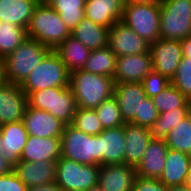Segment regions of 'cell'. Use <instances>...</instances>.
<instances>
[{
  "label": "cell",
  "mask_w": 191,
  "mask_h": 191,
  "mask_svg": "<svg viewBox=\"0 0 191 191\" xmlns=\"http://www.w3.org/2000/svg\"><path fill=\"white\" fill-rule=\"evenodd\" d=\"M2 81V60L0 59V82Z\"/></svg>",
  "instance_id": "50"
},
{
  "label": "cell",
  "mask_w": 191,
  "mask_h": 191,
  "mask_svg": "<svg viewBox=\"0 0 191 191\" xmlns=\"http://www.w3.org/2000/svg\"><path fill=\"white\" fill-rule=\"evenodd\" d=\"M71 125L91 136H96L104 130L96 111L93 109L77 107Z\"/></svg>",
  "instance_id": "34"
},
{
  "label": "cell",
  "mask_w": 191,
  "mask_h": 191,
  "mask_svg": "<svg viewBox=\"0 0 191 191\" xmlns=\"http://www.w3.org/2000/svg\"><path fill=\"white\" fill-rule=\"evenodd\" d=\"M158 115L159 113L152 98L146 97L144 103H142V108L140 109V117H134L130 123L149 128L158 118Z\"/></svg>",
  "instance_id": "38"
},
{
  "label": "cell",
  "mask_w": 191,
  "mask_h": 191,
  "mask_svg": "<svg viewBox=\"0 0 191 191\" xmlns=\"http://www.w3.org/2000/svg\"><path fill=\"white\" fill-rule=\"evenodd\" d=\"M124 135V163L136 167L141 162L143 153L152 140L149 128L125 123Z\"/></svg>",
  "instance_id": "22"
},
{
  "label": "cell",
  "mask_w": 191,
  "mask_h": 191,
  "mask_svg": "<svg viewBox=\"0 0 191 191\" xmlns=\"http://www.w3.org/2000/svg\"><path fill=\"white\" fill-rule=\"evenodd\" d=\"M132 191H167V187L159 179L136 177Z\"/></svg>",
  "instance_id": "40"
},
{
  "label": "cell",
  "mask_w": 191,
  "mask_h": 191,
  "mask_svg": "<svg viewBox=\"0 0 191 191\" xmlns=\"http://www.w3.org/2000/svg\"><path fill=\"white\" fill-rule=\"evenodd\" d=\"M191 35V0L160 2V39L182 40Z\"/></svg>",
  "instance_id": "7"
},
{
  "label": "cell",
  "mask_w": 191,
  "mask_h": 191,
  "mask_svg": "<svg viewBox=\"0 0 191 191\" xmlns=\"http://www.w3.org/2000/svg\"><path fill=\"white\" fill-rule=\"evenodd\" d=\"M152 101L160 114L183 107L188 99L174 85L170 84L160 94L154 96Z\"/></svg>",
  "instance_id": "33"
},
{
  "label": "cell",
  "mask_w": 191,
  "mask_h": 191,
  "mask_svg": "<svg viewBox=\"0 0 191 191\" xmlns=\"http://www.w3.org/2000/svg\"><path fill=\"white\" fill-rule=\"evenodd\" d=\"M183 57L191 59V35L180 40Z\"/></svg>",
  "instance_id": "42"
},
{
  "label": "cell",
  "mask_w": 191,
  "mask_h": 191,
  "mask_svg": "<svg viewBox=\"0 0 191 191\" xmlns=\"http://www.w3.org/2000/svg\"><path fill=\"white\" fill-rule=\"evenodd\" d=\"M28 107L46 111L65 125L71 124L77 104L70 87H53L27 95Z\"/></svg>",
  "instance_id": "5"
},
{
  "label": "cell",
  "mask_w": 191,
  "mask_h": 191,
  "mask_svg": "<svg viewBox=\"0 0 191 191\" xmlns=\"http://www.w3.org/2000/svg\"><path fill=\"white\" fill-rule=\"evenodd\" d=\"M190 164L191 155L169 148L159 180L166 187L185 185Z\"/></svg>",
  "instance_id": "24"
},
{
  "label": "cell",
  "mask_w": 191,
  "mask_h": 191,
  "mask_svg": "<svg viewBox=\"0 0 191 191\" xmlns=\"http://www.w3.org/2000/svg\"><path fill=\"white\" fill-rule=\"evenodd\" d=\"M85 1L86 0H52L49 5L60 14L62 21L72 32L85 18Z\"/></svg>",
  "instance_id": "30"
},
{
  "label": "cell",
  "mask_w": 191,
  "mask_h": 191,
  "mask_svg": "<svg viewBox=\"0 0 191 191\" xmlns=\"http://www.w3.org/2000/svg\"><path fill=\"white\" fill-rule=\"evenodd\" d=\"M51 49L27 38L2 60V81L21 85Z\"/></svg>",
  "instance_id": "2"
},
{
  "label": "cell",
  "mask_w": 191,
  "mask_h": 191,
  "mask_svg": "<svg viewBox=\"0 0 191 191\" xmlns=\"http://www.w3.org/2000/svg\"><path fill=\"white\" fill-rule=\"evenodd\" d=\"M23 123L30 136L61 137L65 124L52 114L26 107Z\"/></svg>",
  "instance_id": "17"
},
{
  "label": "cell",
  "mask_w": 191,
  "mask_h": 191,
  "mask_svg": "<svg viewBox=\"0 0 191 191\" xmlns=\"http://www.w3.org/2000/svg\"><path fill=\"white\" fill-rule=\"evenodd\" d=\"M121 22L152 44L160 39V3H124Z\"/></svg>",
  "instance_id": "8"
},
{
  "label": "cell",
  "mask_w": 191,
  "mask_h": 191,
  "mask_svg": "<svg viewBox=\"0 0 191 191\" xmlns=\"http://www.w3.org/2000/svg\"><path fill=\"white\" fill-rule=\"evenodd\" d=\"M69 74L59 55L50 50L20 86L26 95L47 88L68 87Z\"/></svg>",
  "instance_id": "6"
},
{
  "label": "cell",
  "mask_w": 191,
  "mask_h": 191,
  "mask_svg": "<svg viewBox=\"0 0 191 191\" xmlns=\"http://www.w3.org/2000/svg\"><path fill=\"white\" fill-rule=\"evenodd\" d=\"M165 142L170 149L191 155V120L186 116L180 121L169 131Z\"/></svg>",
  "instance_id": "32"
},
{
  "label": "cell",
  "mask_w": 191,
  "mask_h": 191,
  "mask_svg": "<svg viewBox=\"0 0 191 191\" xmlns=\"http://www.w3.org/2000/svg\"><path fill=\"white\" fill-rule=\"evenodd\" d=\"M61 157V137H37L28 135L20 161L58 160Z\"/></svg>",
  "instance_id": "21"
},
{
  "label": "cell",
  "mask_w": 191,
  "mask_h": 191,
  "mask_svg": "<svg viewBox=\"0 0 191 191\" xmlns=\"http://www.w3.org/2000/svg\"><path fill=\"white\" fill-rule=\"evenodd\" d=\"M83 70L113 78L116 72V55L108 45L97 50H91Z\"/></svg>",
  "instance_id": "28"
},
{
  "label": "cell",
  "mask_w": 191,
  "mask_h": 191,
  "mask_svg": "<svg viewBox=\"0 0 191 191\" xmlns=\"http://www.w3.org/2000/svg\"><path fill=\"white\" fill-rule=\"evenodd\" d=\"M27 189L13 170L0 176V191H27Z\"/></svg>",
  "instance_id": "39"
},
{
  "label": "cell",
  "mask_w": 191,
  "mask_h": 191,
  "mask_svg": "<svg viewBox=\"0 0 191 191\" xmlns=\"http://www.w3.org/2000/svg\"><path fill=\"white\" fill-rule=\"evenodd\" d=\"M146 97L141 82L115 84L114 98L118 103L124 123H130L134 117H140V109Z\"/></svg>",
  "instance_id": "14"
},
{
  "label": "cell",
  "mask_w": 191,
  "mask_h": 191,
  "mask_svg": "<svg viewBox=\"0 0 191 191\" xmlns=\"http://www.w3.org/2000/svg\"><path fill=\"white\" fill-rule=\"evenodd\" d=\"M37 5L35 0H0V21L14 23L27 30Z\"/></svg>",
  "instance_id": "25"
},
{
  "label": "cell",
  "mask_w": 191,
  "mask_h": 191,
  "mask_svg": "<svg viewBox=\"0 0 191 191\" xmlns=\"http://www.w3.org/2000/svg\"><path fill=\"white\" fill-rule=\"evenodd\" d=\"M187 108L188 102L183 107L160 113L149 127L151 138L165 140L169 131L187 116Z\"/></svg>",
  "instance_id": "29"
},
{
  "label": "cell",
  "mask_w": 191,
  "mask_h": 191,
  "mask_svg": "<svg viewBox=\"0 0 191 191\" xmlns=\"http://www.w3.org/2000/svg\"><path fill=\"white\" fill-rule=\"evenodd\" d=\"M27 95L18 84L0 82V126L23 120Z\"/></svg>",
  "instance_id": "12"
},
{
  "label": "cell",
  "mask_w": 191,
  "mask_h": 191,
  "mask_svg": "<svg viewBox=\"0 0 191 191\" xmlns=\"http://www.w3.org/2000/svg\"><path fill=\"white\" fill-rule=\"evenodd\" d=\"M174 85L187 99H191V59L182 58L176 74L171 79Z\"/></svg>",
  "instance_id": "36"
},
{
  "label": "cell",
  "mask_w": 191,
  "mask_h": 191,
  "mask_svg": "<svg viewBox=\"0 0 191 191\" xmlns=\"http://www.w3.org/2000/svg\"><path fill=\"white\" fill-rule=\"evenodd\" d=\"M27 191H64L55 181L37 187L28 188Z\"/></svg>",
  "instance_id": "41"
},
{
  "label": "cell",
  "mask_w": 191,
  "mask_h": 191,
  "mask_svg": "<svg viewBox=\"0 0 191 191\" xmlns=\"http://www.w3.org/2000/svg\"><path fill=\"white\" fill-rule=\"evenodd\" d=\"M54 51L59 55L69 73L84 68L91 50L70 35Z\"/></svg>",
  "instance_id": "26"
},
{
  "label": "cell",
  "mask_w": 191,
  "mask_h": 191,
  "mask_svg": "<svg viewBox=\"0 0 191 191\" xmlns=\"http://www.w3.org/2000/svg\"><path fill=\"white\" fill-rule=\"evenodd\" d=\"M162 0H125V3L131 4H148V3H160Z\"/></svg>",
  "instance_id": "44"
},
{
  "label": "cell",
  "mask_w": 191,
  "mask_h": 191,
  "mask_svg": "<svg viewBox=\"0 0 191 191\" xmlns=\"http://www.w3.org/2000/svg\"><path fill=\"white\" fill-rule=\"evenodd\" d=\"M114 86L113 78L83 69L69 74V87L79 108L96 109L102 102L114 96Z\"/></svg>",
  "instance_id": "1"
},
{
  "label": "cell",
  "mask_w": 191,
  "mask_h": 191,
  "mask_svg": "<svg viewBox=\"0 0 191 191\" xmlns=\"http://www.w3.org/2000/svg\"><path fill=\"white\" fill-rule=\"evenodd\" d=\"M169 147L165 140L152 139L141 162L135 167L137 176L145 179H159L163 173Z\"/></svg>",
  "instance_id": "19"
},
{
  "label": "cell",
  "mask_w": 191,
  "mask_h": 191,
  "mask_svg": "<svg viewBox=\"0 0 191 191\" xmlns=\"http://www.w3.org/2000/svg\"><path fill=\"white\" fill-rule=\"evenodd\" d=\"M108 28L84 18L71 32V35L90 50H97L108 45Z\"/></svg>",
  "instance_id": "27"
},
{
  "label": "cell",
  "mask_w": 191,
  "mask_h": 191,
  "mask_svg": "<svg viewBox=\"0 0 191 191\" xmlns=\"http://www.w3.org/2000/svg\"><path fill=\"white\" fill-rule=\"evenodd\" d=\"M124 152V125L114 128H107L100 133V153H102V165L124 164Z\"/></svg>",
  "instance_id": "23"
},
{
  "label": "cell",
  "mask_w": 191,
  "mask_h": 191,
  "mask_svg": "<svg viewBox=\"0 0 191 191\" xmlns=\"http://www.w3.org/2000/svg\"><path fill=\"white\" fill-rule=\"evenodd\" d=\"M27 30L14 23L0 21V59L3 60L26 39Z\"/></svg>",
  "instance_id": "31"
},
{
  "label": "cell",
  "mask_w": 191,
  "mask_h": 191,
  "mask_svg": "<svg viewBox=\"0 0 191 191\" xmlns=\"http://www.w3.org/2000/svg\"><path fill=\"white\" fill-rule=\"evenodd\" d=\"M100 165L80 164L60 157L57 160L55 182L64 191H85L98 184Z\"/></svg>",
  "instance_id": "9"
},
{
  "label": "cell",
  "mask_w": 191,
  "mask_h": 191,
  "mask_svg": "<svg viewBox=\"0 0 191 191\" xmlns=\"http://www.w3.org/2000/svg\"><path fill=\"white\" fill-rule=\"evenodd\" d=\"M185 184L190 188L191 190V164H190V167L188 169V174H187V179H186V182Z\"/></svg>",
  "instance_id": "46"
},
{
  "label": "cell",
  "mask_w": 191,
  "mask_h": 191,
  "mask_svg": "<svg viewBox=\"0 0 191 191\" xmlns=\"http://www.w3.org/2000/svg\"><path fill=\"white\" fill-rule=\"evenodd\" d=\"M27 138L22 120L0 126V153L12 167L20 161Z\"/></svg>",
  "instance_id": "15"
},
{
  "label": "cell",
  "mask_w": 191,
  "mask_h": 191,
  "mask_svg": "<svg viewBox=\"0 0 191 191\" xmlns=\"http://www.w3.org/2000/svg\"><path fill=\"white\" fill-rule=\"evenodd\" d=\"M70 35L71 31L54 8L44 4H38L35 7L27 27L28 38L34 39L54 50Z\"/></svg>",
  "instance_id": "3"
},
{
  "label": "cell",
  "mask_w": 191,
  "mask_h": 191,
  "mask_svg": "<svg viewBox=\"0 0 191 191\" xmlns=\"http://www.w3.org/2000/svg\"><path fill=\"white\" fill-rule=\"evenodd\" d=\"M13 167L6 161V159L0 153V176L10 173Z\"/></svg>",
  "instance_id": "43"
},
{
  "label": "cell",
  "mask_w": 191,
  "mask_h": 191,
  "mask_svg": "<svg viewBox=\"0 0 191 191\" xmlns=\"http://www.w3.org/2000/svg\"><path fill=\"white\" fill-rule=\"evenodd\" d=\"M125 0H86L85 17L110 29L121 21Z\"/></svg>",
  "instance_id": "20"
},
{
  "label": "cell",
  "mask_w": 191,
  "mask_h": 191,
  "mask_svg": "<svg viewBox=\"0 0 191 191\" xmlns=\"http://www.w3.org/2000/svg\"><path fill=\"white\" fill-rule=\"evenodd\" d=\"M141 83L144 87L146 96L149 98H153L154 96L160 94L164 89H166L171 84V80L152 70L142 80Z\"/></svg>",
  "instance_id": "37"
},
{
  "label": "cell",
  "mask_w": 191,
  "mask_h": 191,
  "mask_svg": "<svg viewBox=\"0 0 191 191\" xmlns=\"http://www.w3.org/2000/svg\"><path fill=\"white\" fill-rule=\"evenodd\" d=\"M153 70L151 52L116 57V83L142 82Z\"/></svg>",
  "instance_id": "13"
},
{
  "label": "cell",
  "mask_w": 191,
  "mask_h": 191,
  "mask_svg": "<svg viewBox=\"0 0 191 191\" xmlns=\"http://www.w3.org/2000/svg\"><path fill=\"white\" fill-rule=\"evenodd\" d=\"M108 46L116 57L136 55L150 51V43L121 21L115 23L109 29Z\"/></svg>",
  "instance_id": "10"
},
{
  "label": "cell",
  "mask_w": 191,
  "mask_h": 191,
  "mask_svg": "<svg viewBox=\"0 0 191 191\" xmlns=\"http://www.w3.org/2000/svg\"><path fill=\"white\" fill-rule=\"evenodd\" d=\"M167 191H191L190 188L185 184L181 186L167 187Z\"/></svg>",
  "instance_id": "45"
},
{
  "label": "cell",
  "mask_w": 191,
  "mask_h": 191,
  "mask_svg": "<svg viewBox=\"0 0 191 191\" xmlns=\"http://www.w3.org/2000/svg\"><path fill=\"white\" fill-rule=\"evenodd\" d=\"M57 160L19 161L13 171L27 188L52 183L56 178Z\"/></svg>",
  "instance_id": "16"
},
{
  "label": "cell",
  "mask_w": 191,
  "mask_h": 191,
  "mask_svg": "<svg viewBox=\"0 0 191 191\" xmlns=\"http://www.w3.org/2000/svg\"><path fill=\"white\" fill-rule=\"evenodd\" d=\"M85 191H102V188L99 184L92 186L91 188L85 190Z\"/></svg>",
  "instance_id": "47"
},
{
  "label": "cell",
  "mask_w": 191,
  "mask_h": 191,
  "mask_svg": "<svg viewBox=\"0 0 191 191\" xmlns=\"http://www.w3.org/2000/svg\"><path fill=\"white\" fill-rule=\"evenodd\" d=\"M136 168L127 164L101 165L98 184L102 191H132Z\"/></svg>",
  "instance_id": "18"
},
{
  "label": "cell",
  "mask_w": 191,
  "mask_h": 191,
  "mask_svg": "<svg viewBox=\"0 0 191 191\" xmlns=\"http://www.w3.org/2000/svg\"><path fill=\"white\" fill-rule=\"evenodd\" d=\"M94 110L102 123L103 129L119 127L125 124L114 96L102 102Z\"/></svg>",
  "instance_id": "35"
},
{
  "label": "cell",
  "mask_w": 191,
  "mask_h": 191,
  "mask_svg": "<svg viewBox=\"0 0 191 191\" xmlns=\"http://www.w3.org/2000/svg\"><path fill=\"white\" fill-rule=\"evenodd\" d=\"M61 156L80 164L101 166L100 134L91 136L71 124L65 125L61 136Z\"/></svg>",
  "instance_id": "4"
},
{
  "label": "cell",
  "mask_w": 191,
  "mask_h": 191,
  "mask_svg": "<svg viewBox=\"0 0 191 191\" xmlns=\"http://www.w3.org/2000/svg\"><path fill=\"white\" fill-rule=\"evenodd\" d=\"M187 117L191 120V99H188Z\"/></svg>",
  "instance_id": "48"
},
{
  "label": "cell",
  "mask_w": 191,
  "mask_h": 191,
  "mask_svg": "<svg viewBox=\"0 0 191 191\" xmlns=\"http://www.w3.org/2000/svg\"><path fill=\"white\" fill-rule=\"evenodd\" d=\"M153 70L171 80L183 58L180 40L158 39L150 44Z\"/></svg>",
  "instance_id": "11"
},
{
  "label": "cell",
  "mask_w": 191,
  "mask_h": 191,
  "mask_svg": "<svg viewBox=\"0 0 191 191\" xmlns=\"http://www.w3.org/2000/svg\"><path fill=\"white\" fill-rule=\"evenodd\" d=\"M37 4L49 5L52 0H35Z\"/></svg>",
  "instance_id": "49"
}]
</instances>
